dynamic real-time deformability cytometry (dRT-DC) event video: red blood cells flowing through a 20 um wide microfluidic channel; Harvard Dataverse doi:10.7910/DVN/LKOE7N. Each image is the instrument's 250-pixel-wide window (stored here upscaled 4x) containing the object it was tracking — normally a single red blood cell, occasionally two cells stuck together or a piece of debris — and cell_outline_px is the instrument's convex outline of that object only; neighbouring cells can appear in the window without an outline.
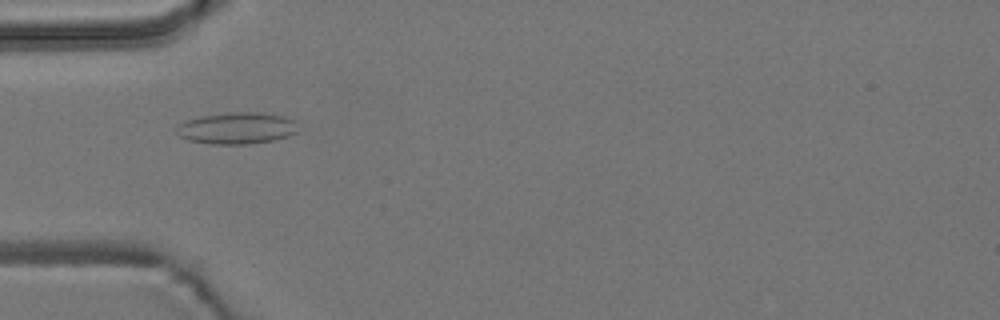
{"species": "common noctule bat (a hibernating species)", "species_latin": "Nyctalus noctula", "temperature_condition": "room temperature", "stored_images_in_passage": 6, "camera_frame_rate_fps": 3000, "um_per_image_px": 0.085, "animal": {"sex": "male", "body_mass_g": 19.2, "forearm_length_mm": 51.8}, "frame": {"image": 1, "passage_image": 3, "time_ms": 2.333, "image_size_px": [1000, 320], "cell_outline_px": [[296, 132], [288, 136], [272, 140], [248, 144], [208, 144], [188, 140], [180, 136], [176, 132], [176, 128], [184, 120], [200, 116], [228, 112], [260, 112], [284, 116], [292, 120]], "centroid_in_image_um": [20.06, 10.89], "position_along_channel_um": 64.9, "area_um2": 22.31}}
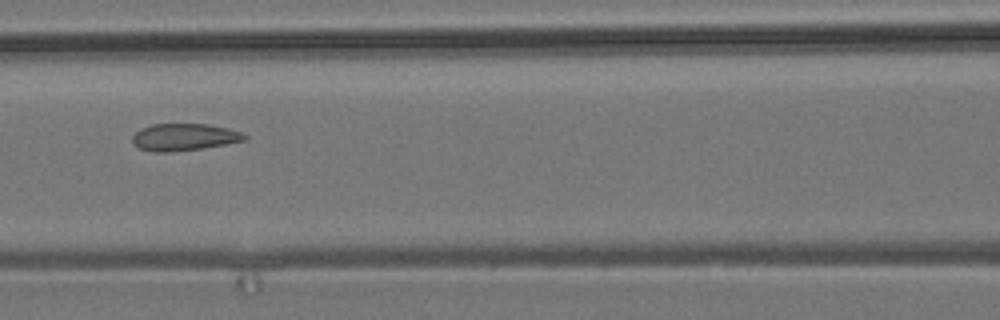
{"frame": {"image": 2, "passage_image": 5, "time_ms": 4.667, "image_size_px": [1000, 320], "cell_outline_px": [[248, 140], [200, 148], [168, 152], [156, 152], [140, 148], [132, 144], [132, 136], [140, 128], [152, 124], [208, 124], [228, 128], [240, 132], [248, 136]], "centroid_in_image_um": [15.64, 11.64], "position_along_channel_um": 151.0, "area_um2": 17.63}}
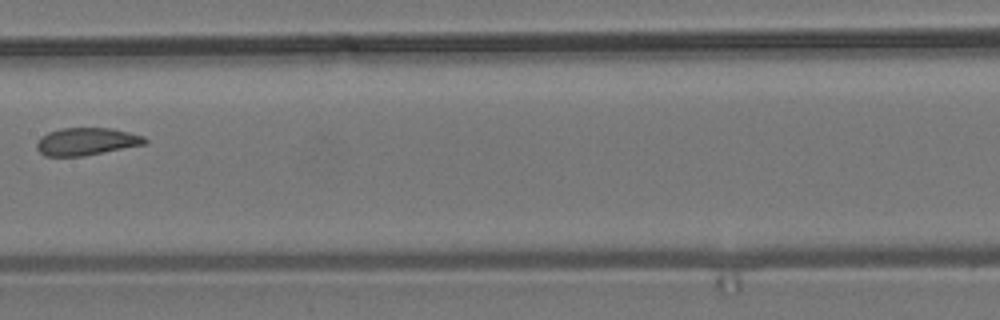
{"frame": {"image": 3, "passage_image": 6, "time_ms": 6.0, "image_size_px": [1000, 320], "cell_outline_px": [[148, 144], [84, 156], [44, 156], [36, 148], [36, 144], [40, 136], [48, 132], [60, 128], [112, 128], [144, 136], [148, 140]], "centroid_in_image_um": [7.36, 12.03], "position_along_channel_um": 200.0, "area_um2": 17.57}}